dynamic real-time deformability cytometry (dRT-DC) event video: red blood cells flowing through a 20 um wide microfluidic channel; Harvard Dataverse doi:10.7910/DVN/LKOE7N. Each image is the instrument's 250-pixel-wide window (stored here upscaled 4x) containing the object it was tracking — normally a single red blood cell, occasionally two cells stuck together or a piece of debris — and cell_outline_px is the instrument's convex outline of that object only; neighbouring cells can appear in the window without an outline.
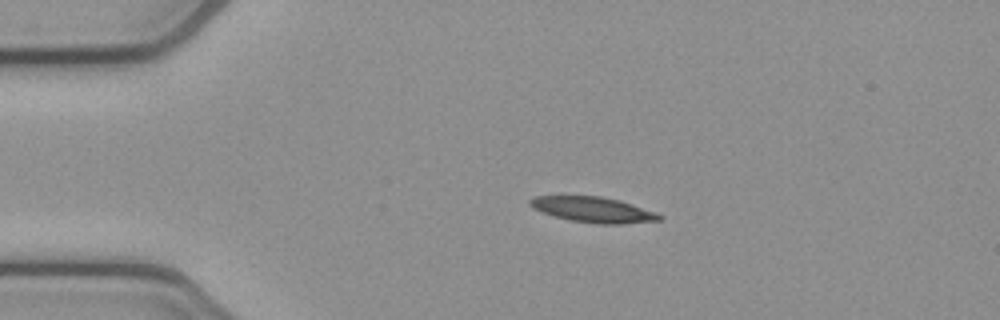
{"species": "common noctule bat (a hibernating species)", "species_latin": "Nyctalus noctula", "temperature_condition": "cold", "stored_images_in_passage": 4, "segment_of_instrument_passage": [1, 2], "camera_frame_rate_fps": 3000, "um_per_image_px": 0.085, "animal": {"sex": "female", "body_mass_g": 21.9}, "frame": {"image": 1, "passage_image": 2, "time_ms": 0.333, "image_size_px": [1000, 320], "cell_outline_px": [[664, 216], [660, 220], [620, 224], [596, 224], [572, 220], [556, 216], [532, 208], [528, 204], [528, 200], [536, 196], [600, 196], [620, 200], [656, 212]], "centroid_in_image_um": [50.44, 17.82], "position_along_channel_um": 34.6, "area_um2": 19.07}}